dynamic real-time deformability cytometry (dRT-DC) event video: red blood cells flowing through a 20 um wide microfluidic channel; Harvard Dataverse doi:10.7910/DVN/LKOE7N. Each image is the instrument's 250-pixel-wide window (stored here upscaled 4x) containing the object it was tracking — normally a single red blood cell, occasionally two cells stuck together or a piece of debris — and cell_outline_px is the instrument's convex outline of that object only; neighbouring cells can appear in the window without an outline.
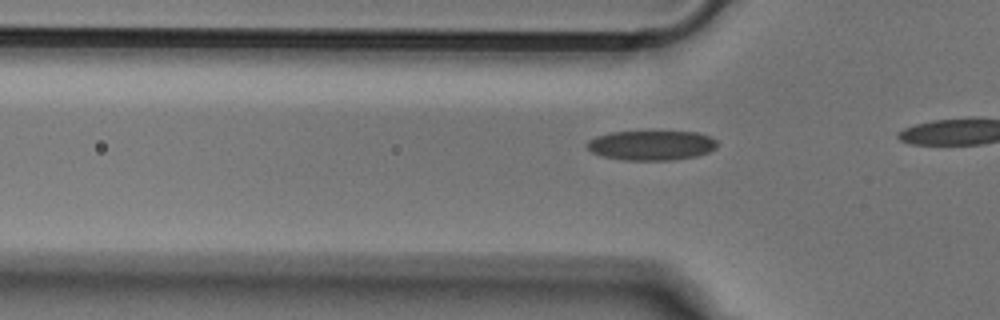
{"species": "Egyptian fruit bat (a non-hibernating species)", "species_latin": "Rousettus aegyptiacus", "temperature_condition": "cold", "stored_images_in_passage": 15, "camera_frame_rate_fps": 3000, "um_per_image_px": 0.085, "animal": {"sex": "male"}, "frame": {"image": 1, "passage_image": 13, "time_ms": 4.0, "image_size_px": [1000, 320], "cell_outline_px": [[716, 148], [708, 152], [696, 156], [672, 160], [624, 160], [604, 156], [592, 152], [584, 144], [588, 140], [596, 136], [612, 132], [696, 132], [712, 136], [716, 140]], "centroid_in_image_um": [55.37, 12.35], "position_along_channel_um": 70.4, "area_um2": 22.48}}